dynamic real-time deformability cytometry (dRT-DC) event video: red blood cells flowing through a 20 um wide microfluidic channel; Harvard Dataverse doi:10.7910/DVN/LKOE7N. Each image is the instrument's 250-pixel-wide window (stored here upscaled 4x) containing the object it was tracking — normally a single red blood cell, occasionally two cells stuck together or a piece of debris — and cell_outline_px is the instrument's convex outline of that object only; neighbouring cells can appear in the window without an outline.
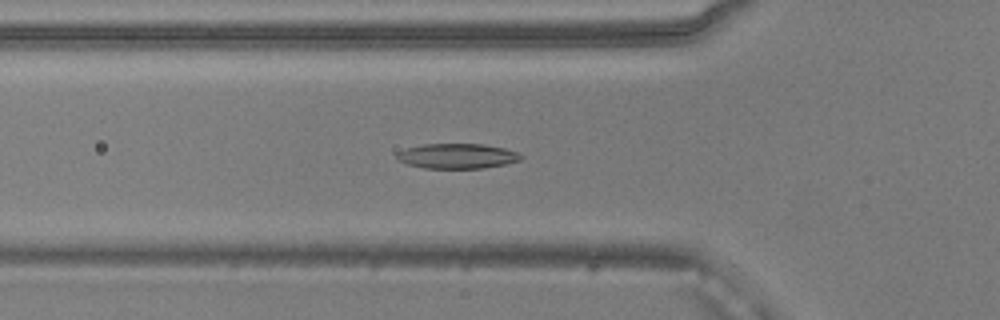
{"species": "common noctule bat (a hibernating species)", "species_latin": "Nyctalus noctula", "temperature_condition": "warm", "stored_images_in_passage": 47, "camera_frame_rate_fps": 3000, "um_per_image_px": 0.085, "animal": {"sex": "male", "body_mass_g": 20.5, "forearm_length_mm": 52.5}, "frame": {"image": 1, "passage_image": 13, "time_ms": 4.0, "image_size_px": [1000, 320], "cell_outline_px": [[524, 156], [520, 160], [504, 164], [484, 168], [424, 168], [408, 164], [396, 160], [396, 152], [408, 148], [424, 144], [484, 144], [504, 148], [516, 152]], "centroid_in_image_um": [38.84, 13.26], "position_along_channel_um": 87.0, "area_um2": 18.03}}
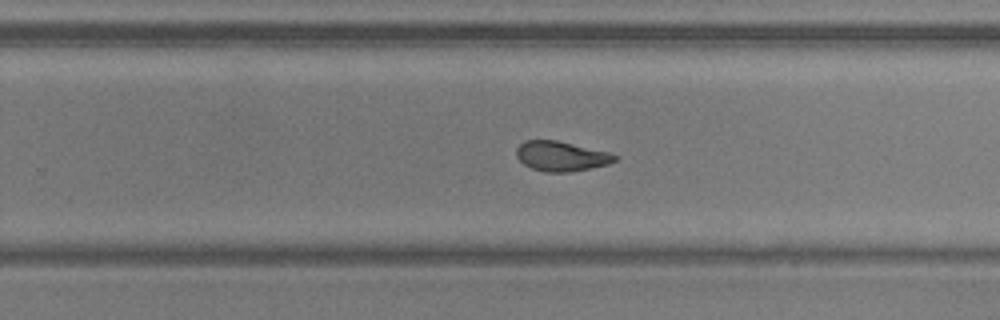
{"frame": {"image": 2, "passage_image": 28, "time_ms": 9.0, "image_size_px": [1000, 320], "cell_outline_px": [[616, 160], [608, 164], [568, 172], [544, 172], [532, 168], [524, 164], [516, 156], [516, 148], [524, 140], [556, 140], [608, 152], [616, 156]], "centroid_in_image_um": [47.65, 13.27], "position_along_channel_um": 282.1, "area_um2": 16.88}}
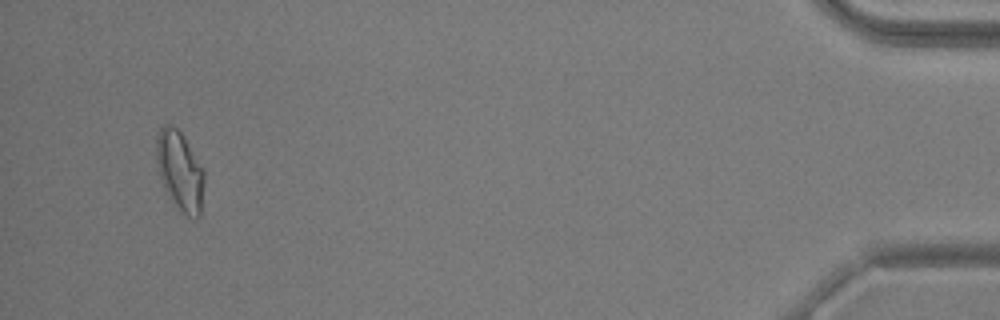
{"frame": {"image": 3, "passage_image": 45, "time_ms": 14.667, "image_size_px": [1000, 320], "cell_outline_px": [[204, 184], [200, 216], [196, 220], [188, 216], [168, 196], [156, 168], [156, 136], [160, 128], [164, 124], [168, 124], [176, 128], [180, 132], [204, 168]], "centroid_in_image_um": [15.28, 14.51], "position_along_channel_um": 419.9, "area_um2": 22.14}, "authors_computed_cell_mechanics": {"area_um2": 18.3804, "velocity_mm_per_s": 3.8945, "shape_relaxation_time_tau1_ms": 6.0975, "shape_relaxation_time_tau2_ms": 2.6698, "deformation_change_tau1": 0.2066, "deformation_change_tau2": 0.0983}}